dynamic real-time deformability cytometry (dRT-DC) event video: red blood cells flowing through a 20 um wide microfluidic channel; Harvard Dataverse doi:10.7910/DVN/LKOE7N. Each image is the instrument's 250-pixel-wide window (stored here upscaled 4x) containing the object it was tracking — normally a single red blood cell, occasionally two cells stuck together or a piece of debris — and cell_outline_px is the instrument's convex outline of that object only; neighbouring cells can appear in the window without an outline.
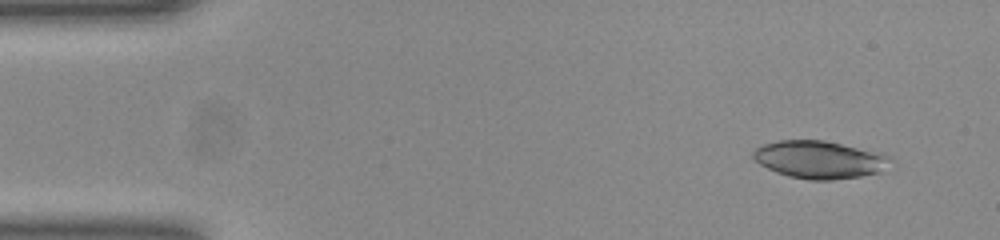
{"species": "common noctule bat (a hibernating species)", "species_latin": "Nyctalus noctula", "temperature_condition": "room temperature", "stored_images_in_passage": 51, "camera_frame_rate_fps": 3000, "um_per_image_px": 0.085, "animal": {"sex": "female", "body_mass_g": 23.0, "forearm_length_mm": 53.4}, "frame": {"image": 1, "passage_image": 4, "time_ms": 1.0, "image_size_px": [1000, 240], "cell_outline_px": [[892, 160], [880, 172], [860, 176], [832, 180], [808, 180], [788, 176], [776, 172], [760, 164], [752, 156], [752, 152], [756, 148], [764, 144], [780, 140], [824, 140], [880, 152], [888, 156]], "centroid_in_image_um": [69.65, 13.56], "position_along_channel_um": 15.4, "area_um2": 30.0}}